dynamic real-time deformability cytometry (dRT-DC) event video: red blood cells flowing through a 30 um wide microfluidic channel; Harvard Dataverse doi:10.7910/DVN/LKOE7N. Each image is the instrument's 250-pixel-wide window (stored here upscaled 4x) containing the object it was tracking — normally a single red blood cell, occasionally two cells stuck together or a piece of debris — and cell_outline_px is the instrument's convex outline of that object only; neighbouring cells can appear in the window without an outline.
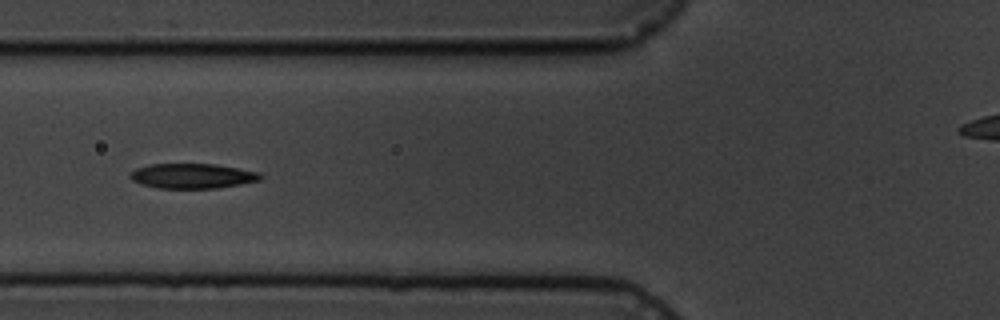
{"species": "common noctule bat (a hibernating species)", "species_latin": "Nyctalus noctula", "temperature_condition": "cold", "stored_images_in_passage": 10, "camera_frame_rate_fps": 3000, "um_per_image_px": 0.085, "animal": {"sex": "male", "body_mass_g": 19.5, "forearm_length_mm": 54.6}, "frame": {"image": 1, "passage_image": 6, "time_ms": 5.667, "image_size_px": [1000, 320], "cell_outline_px": [[264, 176], [260, 180], [240, 184], [216, 188], [156, 188], [140, 184], [132, 180], [128, 176], [128, 172], [136, 168], [148, 164], [216, 164], [260, 172]], "centroid_in_image_um": [16.32, 14.95], "position_along_channel_um": 109.5, "area_um2": 19.13}}
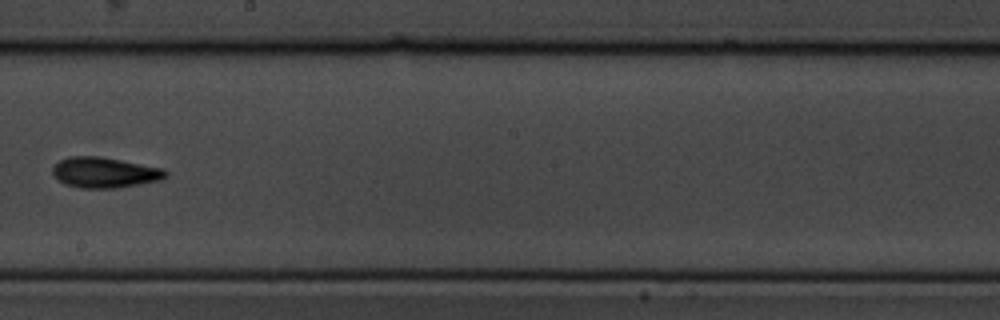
{"frame": {"image": 2, "passage_image": 9, "time_ms": 9.333, "image_size_px": [1000, 320], "cell_outline_px": [[168, 176], [164, 180], [116, 188], [80, 188], [64, 184], [56, 180], [52, 172], [52, 168], [60, 160], [68, 156], [96, 156], [120, 160], [164, 168], [168, 172]], "centroid_in_image_um": [8.91, 14.67], "position_along_channel_um": 239.3, "area_um2": 20.35}}
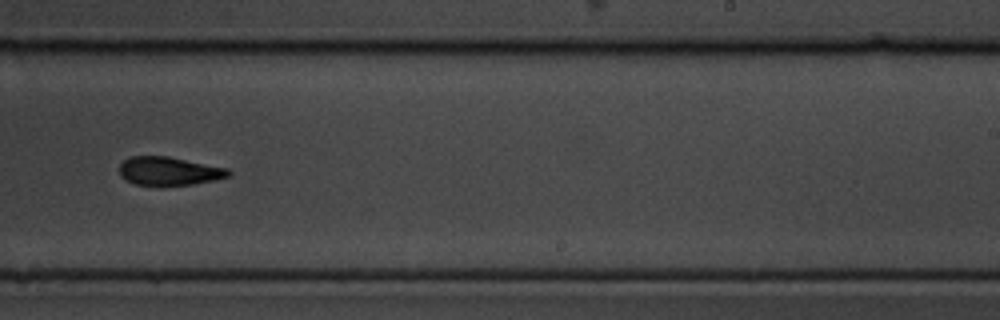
{"frame": {"image": 3, "passage_image": 10, "time_ms": 10.333, "image_size_px": [1000, 320], "cell_outline_px": [[232, 172], [228, 176], [212, 180], [192, 184], [136, 184], [124, 180], [120, 176], [120, 164], [124, 160], [132, 156], [168, 156], [228, 168]], "centroid_in_image_um": [14.35, 14.52], "position_along_channel_um": 274.7, "area_um2": 17.74}}